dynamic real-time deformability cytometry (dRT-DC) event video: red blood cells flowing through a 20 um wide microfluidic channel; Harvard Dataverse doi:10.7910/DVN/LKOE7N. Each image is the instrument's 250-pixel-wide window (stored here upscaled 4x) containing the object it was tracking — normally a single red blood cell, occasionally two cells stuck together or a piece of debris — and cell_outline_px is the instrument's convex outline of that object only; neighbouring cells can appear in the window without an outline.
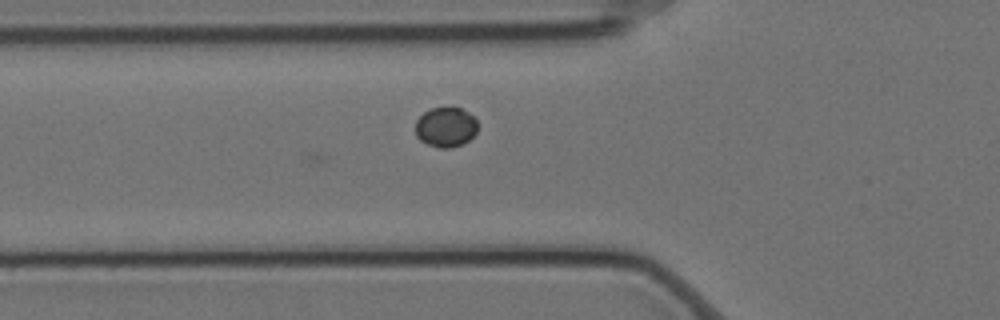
{"species": "Egyptian fruit bat (a non-hibernating species)", "species_latin": "Rousettus aegyptiacus", "temperature_condition": "cold", "stored_images_in_passage": 5, "camera_frame_rate_fps": 3000, "um_per_image_px": 0.085, "animal": {"sex": "female"}, "frame": {"image": 1, "passage_image": 5, "time_ms": 1.333, "image_size_px": [1000, 320], "cell_outline_px": [[476, 132], [464, 144], [448, 148], [440, 148], [428, 144], [420, 140], [416, 136], [416, 120], [424, 112], [432, 108], [448, 104], [460, 108], [468, 112], [476, 120]], "centroid_in_image_um": [37.87, 10.76], "position_along_channel_um": 87.9, "area_um2": 14.68}}